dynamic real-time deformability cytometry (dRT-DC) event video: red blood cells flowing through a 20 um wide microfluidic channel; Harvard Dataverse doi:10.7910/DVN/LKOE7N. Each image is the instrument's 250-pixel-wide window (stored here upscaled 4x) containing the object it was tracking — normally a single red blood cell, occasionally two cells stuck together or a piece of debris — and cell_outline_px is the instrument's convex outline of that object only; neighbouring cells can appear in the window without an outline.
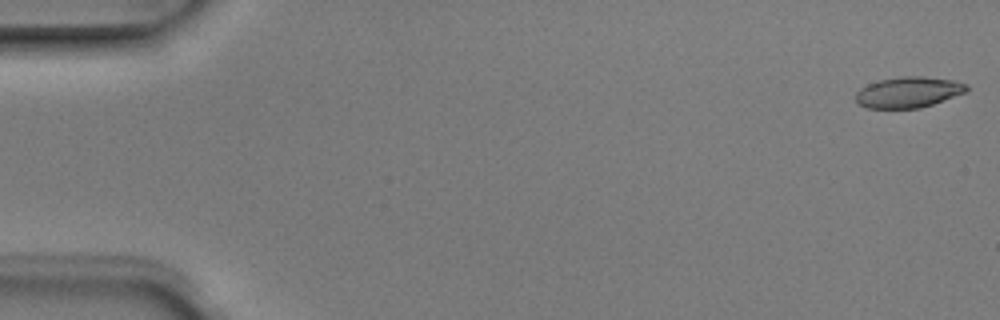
{"species": "Egyptian fruit bat (a non-hibernating species)", "species_latin": "Rousettus aegyptiacus", "temperature_condition": "room temperature", "stored_images_in_passage": 6, "camera_frame_rate_fps": 3000, "um_per_image_px": 0.085, "animal": {"sex": "male"}, "frame": {"image": 1, "passage_image": 1, "time_ms": 0.0, "image_size_px": [1000, 320], "cell_outline_px": [[968, 92], [920, 108], [868, 108], [856, 104], [856, 92], [860, 88], [868, 84], [880, 80], [900, 76], [924, 76], [952, 80], [968, 84]], "centroid_in_image_um": [77.22, 7.84], "position_along_channel_um": 7.8, "area_um2": 20.06}}
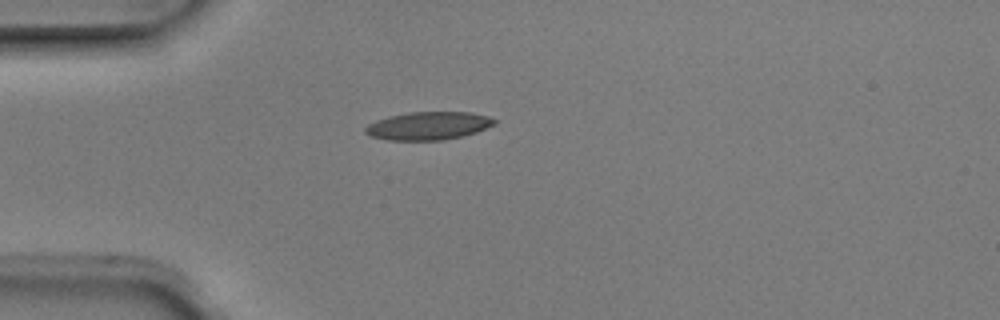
{"frame": {"image": 2, "passage_image": 4, "time_ms": 1.0, "image_size_px": [1000, 320], "cell_outline_px": [[496, 124], [476, 132], [444, 140], [388, 140], [372, 136], [364, 132], [364, 128], [368, 124], [376, 120], [388, 116], [408, 112], [472, 112], [488, 116], [496, 120]], "centroid_in_image_um": [36.4, 10.68], "position_along_channel_um": 48.6, "area_um2": 21.1}}